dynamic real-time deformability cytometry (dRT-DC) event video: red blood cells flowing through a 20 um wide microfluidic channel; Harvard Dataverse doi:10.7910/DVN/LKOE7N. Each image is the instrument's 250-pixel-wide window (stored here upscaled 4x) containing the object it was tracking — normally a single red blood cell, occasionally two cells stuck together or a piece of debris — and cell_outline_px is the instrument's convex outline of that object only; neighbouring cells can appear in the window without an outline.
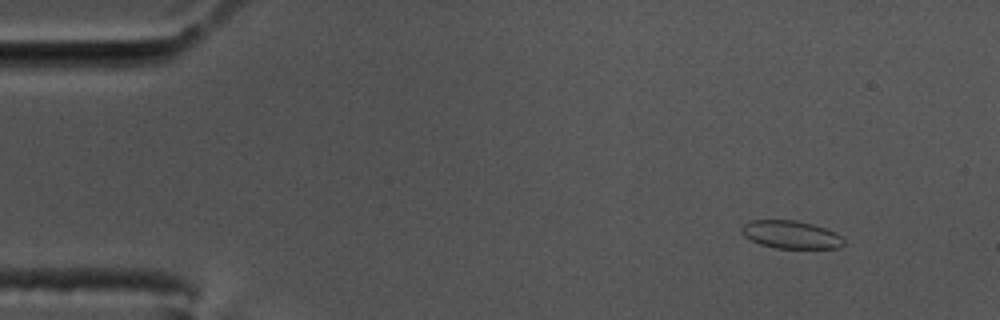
{"species": "common noctule bat (a hibernating species)", "species_latin": "Nyctalus noctula", "temperature_condition": "cold", "stored_images_in_passage": 53, "camera_frame_rate_fps": 3000, "um_per_image_px": 0.085, "animal": {"sex": "male", "body_mass_g": 17.5, "forearm_length_mm": 52.3}, "frame": {"image": 1, "passage_image": 1, "time_ms": 0.0, "image_size_px": [1000, 320], "cell_outline_px": [[844, 244], [840, 248], [776, 248], [760, 244], [744, 236], [740, 232], [740, 228], [744, 224], [752, 220], [796, 220], [812, 224], [836, 232], [844, 240]], "centroid_in_image_um": [67.22, 19.94], "position_along_channel_um": 17.8, "area_um2": 16.59}}
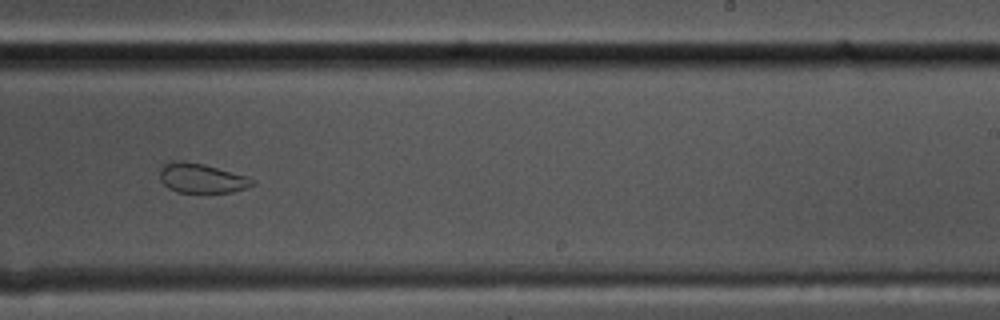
{"frame": {"image": 2, "passage_image": 31, "time_ms": 10.0, "image_size_px": [1000, 320], "cell_outline_px": [[256, 184], [248, 188], [232, 192], [176, 192], [168, 188], [160, 180], [160, 168], [164, 164], [172, 160], [180, 160], [204, 164], [248, 176], [256, 180]], "centroid_in_image_um": [17.16, 15.14], "position_along_channel_um": 271.8, "area_um2": 16.18}}
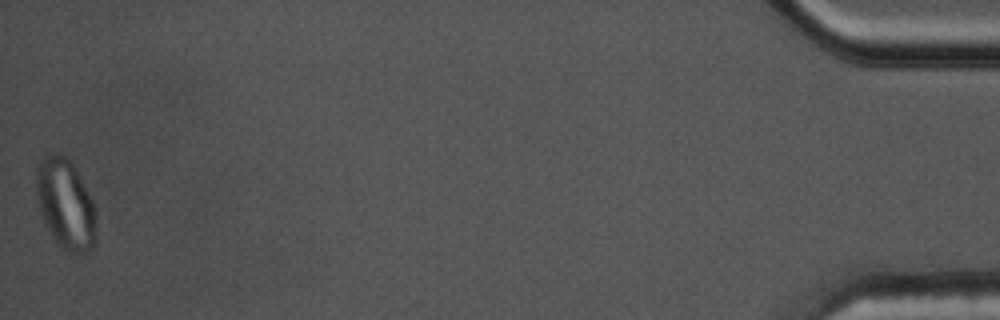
{"frame": {"image": 3, "passage_image": 53, "time_ms": 17.333, "image_size_px": [1000, 320], "cell_outline_px": [[96, 244], [88, 252], [72, 256], [60, 248], [56, 244], [44, 224], [40, 212], [36, 196], [36, 168], [40, 160], [48, 152], [60, 152], [68, 156], [88, 192], [92, 200], [96, 212]], "centroid_in_image_um": [5.56, 17.38], "position_along_channel_um": 429.6, "area_um2": 32.54}}